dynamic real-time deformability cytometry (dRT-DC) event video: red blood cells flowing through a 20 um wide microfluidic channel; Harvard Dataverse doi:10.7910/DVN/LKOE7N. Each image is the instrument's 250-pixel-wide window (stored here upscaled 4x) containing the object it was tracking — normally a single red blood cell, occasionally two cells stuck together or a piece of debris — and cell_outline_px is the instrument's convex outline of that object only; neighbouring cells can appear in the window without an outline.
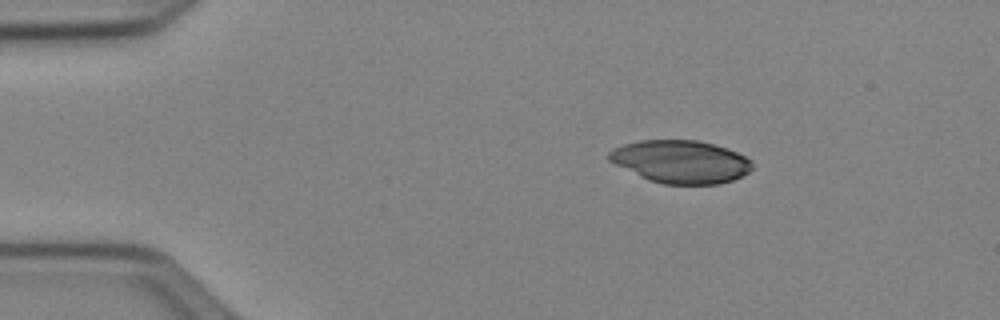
{"species": "Egyptian fruit bat (a non-hibernating species)", "species_latin": "Rousettus aegyptiacus", "temperature_condition": "cold", "stored_images_in_passage": 44, "camera_frame_rate_fps": 3000, "um_per_image_px": 0.085, "animal": {"sex": "female"}, "frame": {"image": 1, "passage_image": 1, "time_ms": 0.0, "image_size_px": [1000, 320], "cell_outline_px": [[752, 168], [748, 172], [732, 180], [720, 184], [664, 184], [648, 180], [608, 160], [608, 152], [612, 148], [624, 144], [640, 140], [696, 140], [728, 148], [752, 160]], "centroid_in_image_um": [57.85, 13.74], "position_along_channel_um": 27.1, "area_um2": 35.6}}